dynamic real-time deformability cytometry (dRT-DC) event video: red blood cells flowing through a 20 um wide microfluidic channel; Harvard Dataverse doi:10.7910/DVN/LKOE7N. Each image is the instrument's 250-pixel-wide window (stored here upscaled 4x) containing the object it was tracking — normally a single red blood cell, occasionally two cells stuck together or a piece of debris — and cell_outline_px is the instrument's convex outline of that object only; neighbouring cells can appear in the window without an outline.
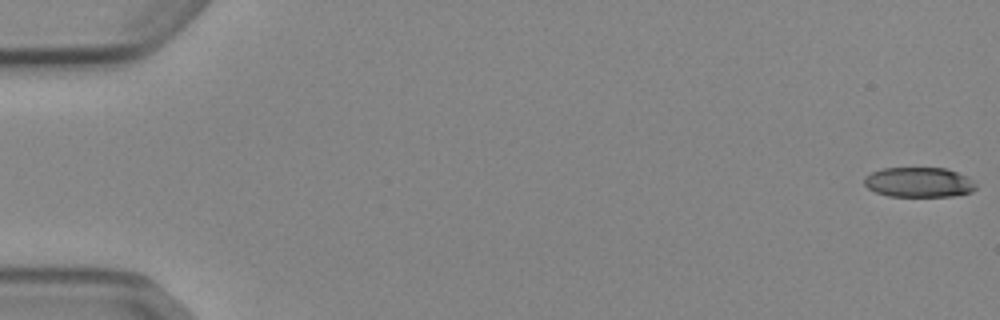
{"species": "Egyptian fruit bat (a non-hibernating species)", "species_latin": "Rousettus aegyptiacus", "temperature_condition": "cold", "stored_images_in_passage": 8, "camera_frame_rate_fps": 3000, "um_per_image_px": 0.085, "animal": {"sex": "female"}, "frame": {"image": 1, "passage_image": 1, "time_ms": 0.0, "image_size_px": [1000, 320], "cell_outline_px": [[976, 188], [972, 192], [952, 196], [888, 196], [876, 192], [868, 188], [864, 184], [864, 176], [880, 168], [944, 168], [956, 172], [972, 180]], "centroid_in_image_um": [78.06, 15.49], "position_along_channel_um": 6.9, "area_um2": 19.36}}